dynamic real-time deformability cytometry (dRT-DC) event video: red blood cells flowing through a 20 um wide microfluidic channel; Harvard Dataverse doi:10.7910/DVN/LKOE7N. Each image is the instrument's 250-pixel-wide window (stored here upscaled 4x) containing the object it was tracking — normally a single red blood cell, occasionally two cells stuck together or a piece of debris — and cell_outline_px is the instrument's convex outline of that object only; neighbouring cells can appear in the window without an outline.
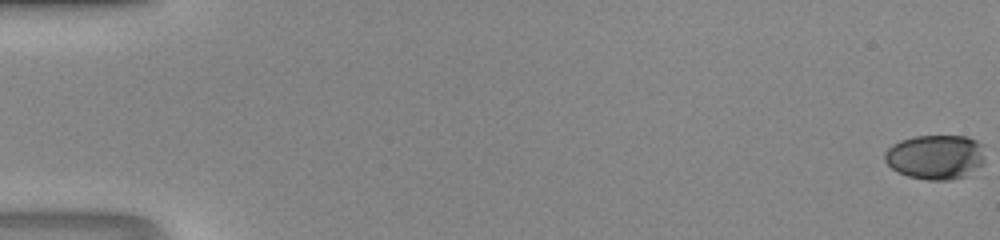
{"species": "human", "species_latin": "Homo sapiens", "temperature_condition": "room temperature", "stored_images_in_passage": 49, "camera_frame_rate_fps": 3000, "um_per_image_px": 0.085, "donor": {"sex": "male"}, "frame": {"image": 1, "passage_image": 1, "time_ms": 0.0, "image_size_px": [1000, 240], "cell_outline_px": [[984, 164], [964, 176], [948, 180], [928, 180], [908, 176], [892, 168], [884, 160], [884, 152], [892, 144], [900, 140], [912, 136], [968, 136], [976, 140], [980, 144], [984, 160]], "centroid_in_image_um": [79.49, 13.33], "position_along_channel_um": 5.5, "area_um2": 26.01}}
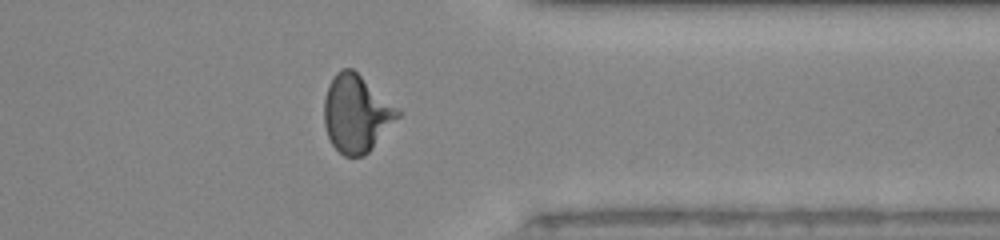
{"frame": {"image": 2, "passage_image": 40, "time_ms": 13.0, "image_size_px": [1000, 240], "cell_outline_px": [[400, 116], [372, 148], [364, 156], [344, 156], [332, 144], [328, 136], [324, 124], [324, 100], [328, 84], [336, 72], [340, 68], [352, 68], [400, 108]], "centroid_in_image_um": [30.29, 9.63], "position_along_channel_um": 381.1, "area_um2": 33.23}}
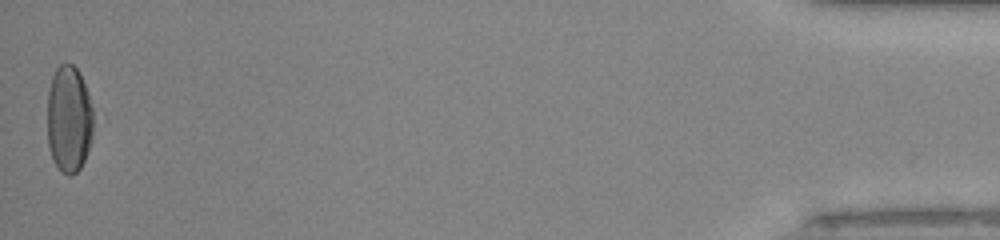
{"frame": {"image": 3, "passage_image": 49, "time_ms": 16.0, "image_size_px": [1000, 240], "cell_outline_px": [[92, 136], [88, 152], [80, 168], [72, 176], [68, 176], [52, 160], [48, 144], [48, 92], [52, 76], [56, 68], [64, 60], [72, 64], [80, 72], [92, 108]], "centroid_in_image_um": [5.85, 10.1], "position_along_channel_um": 429.3, "area_um2": 28.73}}